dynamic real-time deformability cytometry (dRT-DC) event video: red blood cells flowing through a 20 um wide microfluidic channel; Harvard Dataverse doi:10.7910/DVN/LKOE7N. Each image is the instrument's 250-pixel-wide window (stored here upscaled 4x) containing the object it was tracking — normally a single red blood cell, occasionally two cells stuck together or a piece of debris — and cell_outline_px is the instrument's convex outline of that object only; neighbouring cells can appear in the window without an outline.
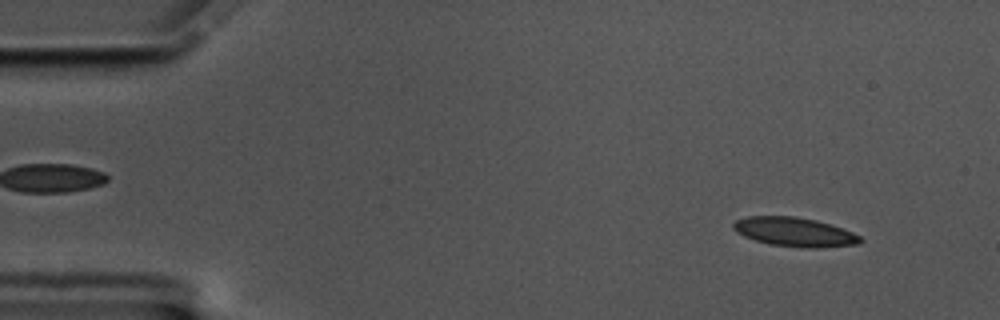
{"species": "common noctule bat (a hibernating species)", "species_latin": "Nyctalus noctula", "temperature_condition": "cold", "stored_images_in_passage": 57, "camera_frame_rate_fps": 3000, "um_per_image_px": 0.085, "animal": {"sex": "male", "body_mass_g": 17.5, "forearm_length_mm": 52.3}, "frame": {"image": 1, "passage_image": 5, "time_ms": 1.333, "image_size_px": [1000, 320], "cell_outline_px": [[864, 240], [860, 244], [820, 248], [808, 248], [768, 244], [744, 236], [736, 232], [732, 228], [732, 224], [736, 220], [748, 216], [796, 216], [816, 220], [844, 228], [860, 236]], "centroid_in_image_um": [67.57, 19.72], "position_along_channel_um": 17.4, "area_um2": 21.73}}
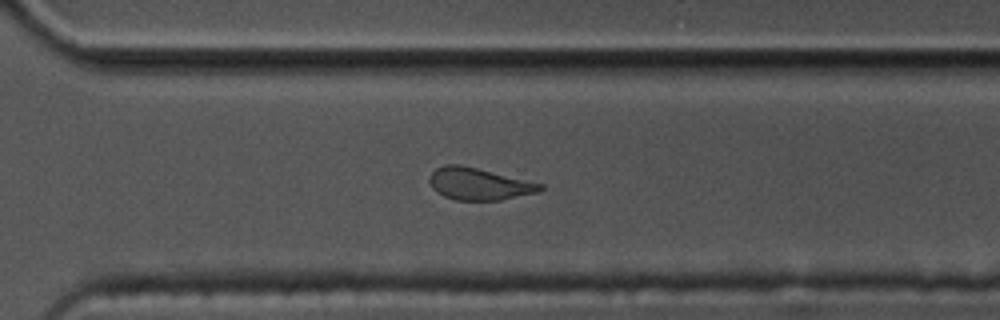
{"frame": {"image": 2, "passage_image": 40, "time_ms": 13.0, "image_size_px": [1000, 320], "cell_outline_px": [[544, 188], [536, 192], [500, 200], [456, 200], [444, 196], [436, 192], [432, 188], [428, 180], [432, 172], [436, 168], [444, 164], [460, 164], [544, 184]], "centroid_in_image_um": [40.67, 15.63], "position_along_channel_um": 329.9, "area_um2": 20.58}}
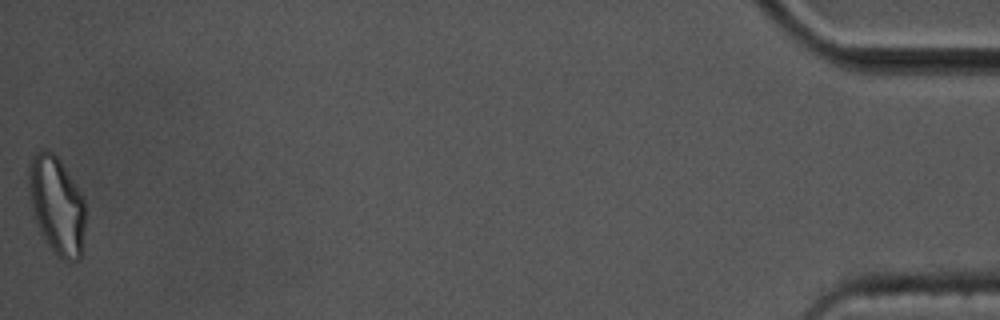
{"frame": {"image": 3, "passage_image": 57, "time_ms": 18.667, "image_size_px": [1000, 320], "cell_outline_px": [[84, 248], [80, 260], [68, 260], [60, 256], [48, 244], [40, 232], [36, 220], [28, 192], [28, 168], [32, 156], [36, 152], [44, 148], [52, 152], [60, 160], [80, 192], [84, 200]], "centroid_in_image_um": [4.82, 17.42], "position_along_channel_um": 430.4, "area_um2": 32.08}, "authors_computed_cell_mechanics": {"area_um2": 21.7906, "velocity_mm_per_s": 3.4842, "shape_relaxation_time_tau1_ms": null, "shape_relaxation_time_tau2_ms": 2.3746, "deformation_change_tau1": null, "deformation_change_tau2": 0.0937}}